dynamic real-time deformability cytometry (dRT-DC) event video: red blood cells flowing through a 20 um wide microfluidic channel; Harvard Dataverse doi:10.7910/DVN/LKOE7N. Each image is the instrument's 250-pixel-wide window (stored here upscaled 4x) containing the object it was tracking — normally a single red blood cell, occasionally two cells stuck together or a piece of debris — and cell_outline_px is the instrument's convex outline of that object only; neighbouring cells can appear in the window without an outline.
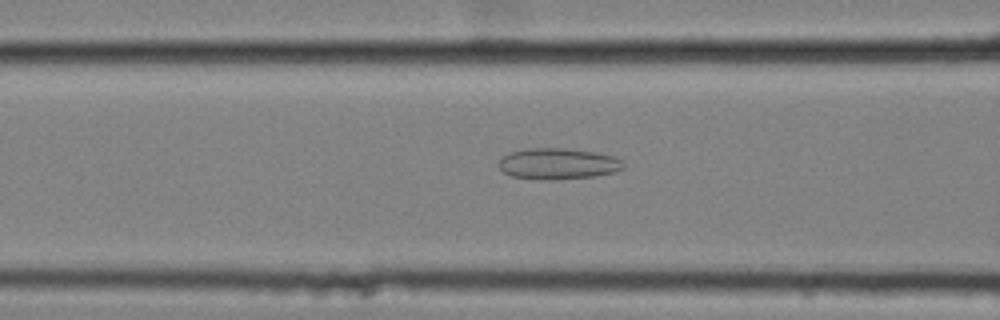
{"species": "common noctule bat (a hibernating species)", "species_latin": "Nyctalus noctula", "temperature_condition": "cold", "stored_images_in_passage": 58, "camera_frame_rate_fps": 3000, "um_per_image_px": 0.085, "animal": {"sex": "female", "body_mass_g": 25.1}, "frame": {"image": 1, "passage_image": 24, "time_ms": 7.667, "image_size_px": [1000, 320], "cell_outline_px": [[624, 168], [616, 172], [592, 176], [552, 180], [540, 180], [512, 176], [504, 172], [496, 164], [508, 152], [528, 148], [564, 148], [596, 152], [616, 156], [624, 160]], "centroid_in_image_um": [47.45, 13.91], "position_along_channel_um": 119.1, "area_um2": 22.89}}
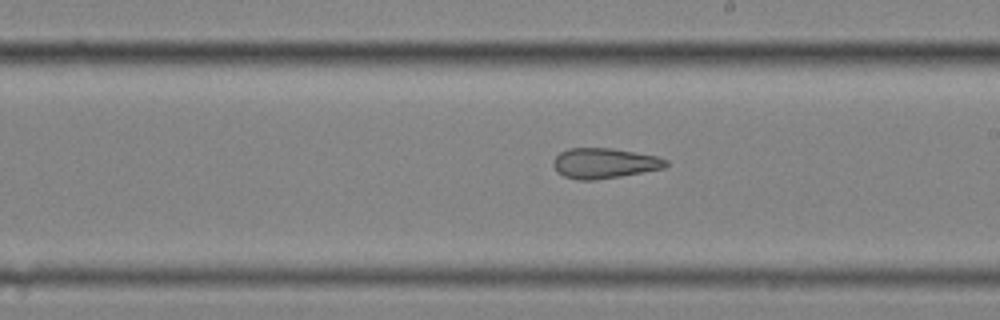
{"frame": {"image": 2, "passage_image": 34, "time_ms": 11.0, "image_size_px": [1000, 320], "cell_outline_px": [[668, 164], [664, 168], [620, 176], [596, 180], [580, 180], [564, 176], [556, 172], [552, 164], [552, 160], [560, 152], [568, 148], [612, 148], [656, 156], [668, 160]], "centroid_in_image_um": [51.33, 13.87], "position_along_channel_um": 237.7, "area_um2": 19.88}}
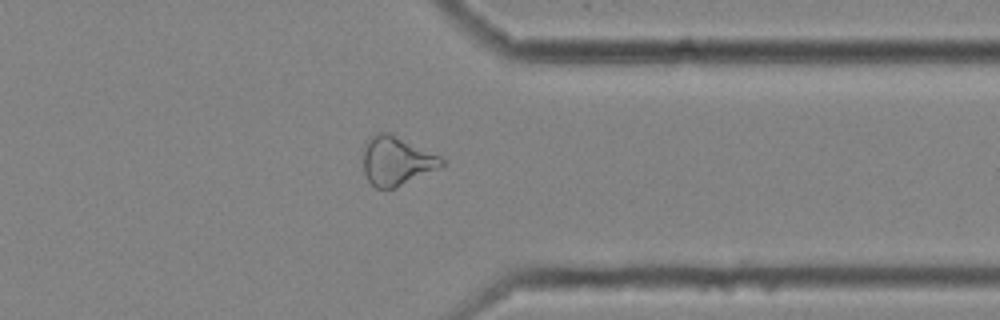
{"frame": {"image": 3, "passage_image": 46, "time_ms": 15.0, "image_size_px": [1000, 320], "cell_outline_px": [[444, 164], [396, 188], [376, 188], [368, 180], [364, 172], [364, 144], [376, 132], [388, 132], [440, 156], [444, 160]], "centroid_in_image_um": [33.67, 13.67], "position_along_channel_um": 377.7, "area_um2": 21.85}, "authors_computed_cell_mechanics": {"area_um2": 24.7962, "velocity_mm_per_s": 3.5611, "shape_relaxation_time_tau1_ms": null, "shape_relaxation_time_tau2_ms": 2.8241, "deformation_change_tau1": null, "deformation_change_tau2": 0.1148}}